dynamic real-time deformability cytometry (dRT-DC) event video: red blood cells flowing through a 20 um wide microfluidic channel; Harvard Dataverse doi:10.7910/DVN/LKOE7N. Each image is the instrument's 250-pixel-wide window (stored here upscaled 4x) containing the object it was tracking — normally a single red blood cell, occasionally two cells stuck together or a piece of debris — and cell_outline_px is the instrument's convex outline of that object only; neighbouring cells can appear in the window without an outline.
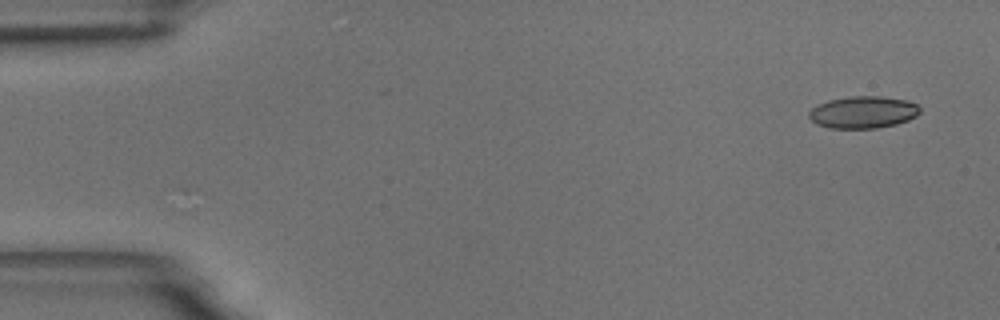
{"species": "common noctule bat (a hibernating species)", "species_latin": "Nyctalus noctula", "temperature_condition": "room temperature", "stored_images_in_passage": 5, "camera_frame_rate_fps": 3000, "um_per_image_px": 0.085, "animal": {"sex": "male", "body_mass_g": 18.8}, "frame": {"image": 1, "passage_image": 1, "time_ms": 0.0, "image_size_px": [1000, 320], "cell_outline_px": [[920, 112], [916, 116], [908, 120], [896, 124], [876, 128], [828, 128], [816, 124], [808, 116], [808, 112], [816, 104], [828, 100], [852, 96], [880, 96], [908, 100], [916, 104], [920, 108]], "centroid_in_image_um": [73.34, 9.53], "position_along_channel_um": 11.7, "area_um2": 20.87}}
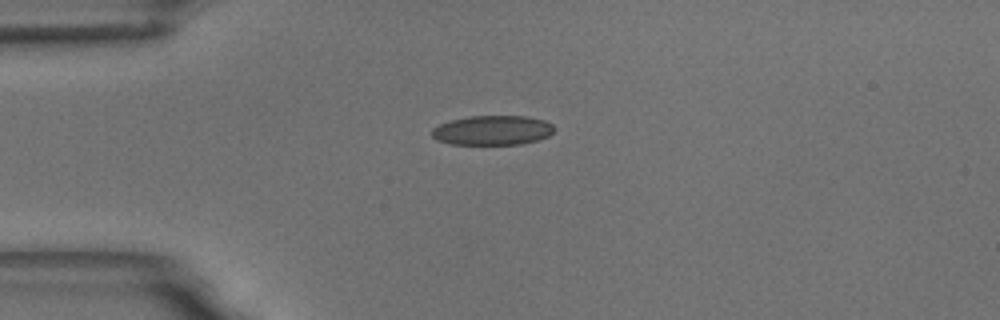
{"frame": {"image": 2, "passage_image": 4, "time_ms": 3.667, "image_size_px": [1000, 320], "cell_outline_px": [[556, 128], [548, 136], [536, 140], [520, 144], [452, 144], [436, 140], [432, 136], [432, 128], [440, 124], [452, 120], [468, 116], [528, 116], [544, 120], [552, 124]], "centroid_in_image_um": [41.87, 11.07], "position_along_channel_um": 43.1, "area_um2": 21.04}}